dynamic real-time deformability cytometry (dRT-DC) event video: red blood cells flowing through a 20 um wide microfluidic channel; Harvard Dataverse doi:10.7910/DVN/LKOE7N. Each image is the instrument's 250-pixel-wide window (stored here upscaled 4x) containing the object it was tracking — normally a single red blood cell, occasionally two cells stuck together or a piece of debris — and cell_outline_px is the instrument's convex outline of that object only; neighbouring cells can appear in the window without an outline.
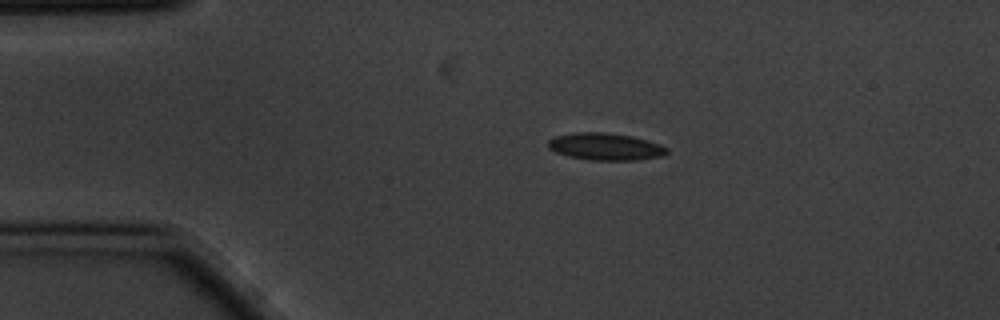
{"species": "common noctule bat (a hibernating species)", "species_latin": "Nyctalus noctula", "temperature_condition": "cold", "stored_images_in_passage": 6, "camera_frame_rate_fps": 3000, "um_per_image_px": 0.085, "animal": {"sex": "male", "body_mass_g": 20.1, "forearm_length_mm": 53.5}, "frame": {"image": 1, "passage_image": 1, "time_ms": 0.0, "image_size_px": [1000, 320], "cell_outline_px": [[668, 152], [664, 156], [636, 160], [592, 160], [568, 156], [556, 152], [548, 148], [548, 140], [556, 136], [572, 132], [604, 132], [632, 136], [648, 140], [660, 144], [668, 148]], "centroid_in_image_um": [51.48, 12.46], "position_along_channel_um": 33.5, "area_um2": 18.9}}
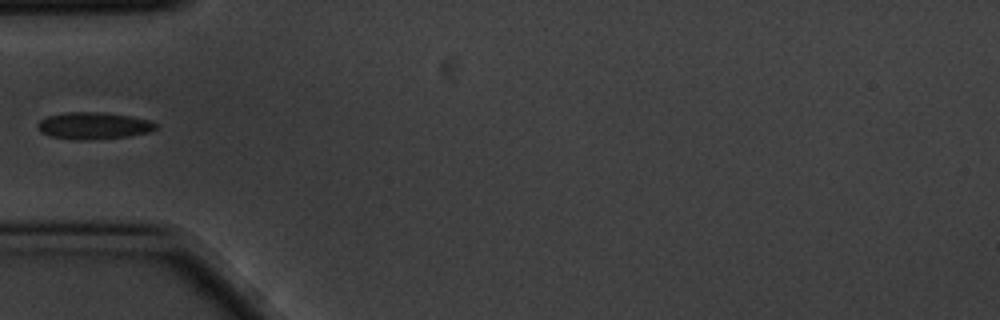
{"frame": {"image": 2, "passage_image": 3, "time_ms": 0.667, "image_size_px": [1000, 320], "cell_outline_px": [[156, 128], [148, 132], [128, 136], [88, 140], [72, 140], [48, 136], [40, 132], [36, 124], [40, 120], [48, 116], [64, 112], [100, 112], [132, 116], [152, 120], [156, 124]], "centroid_in_image_um": [7.92, 10.68], "position_along_channel_um": 77.1, "area_um2": 18.73}}